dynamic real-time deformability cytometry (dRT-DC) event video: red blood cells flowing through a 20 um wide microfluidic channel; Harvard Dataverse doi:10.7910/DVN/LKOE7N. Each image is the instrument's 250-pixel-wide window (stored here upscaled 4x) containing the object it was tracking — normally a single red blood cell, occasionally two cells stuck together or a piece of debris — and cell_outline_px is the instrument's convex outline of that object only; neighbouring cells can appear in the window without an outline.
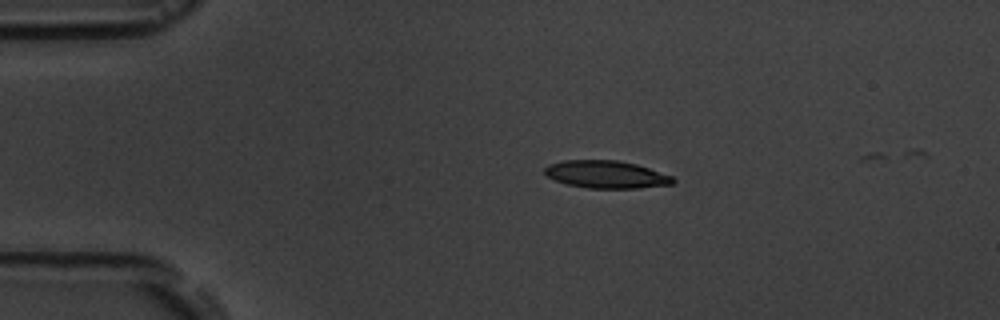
{"species": "common noctule bat (a hibernating species)", "species_latin": "Nyctalus noctula", "temperature_condition": "room temperature", "stored_images_in_passage": 4, "camera_frame_rate_fps": 3000, "um_per_image_px": 0.085, "animal": {"sex": "male", "body_mass_g": 19.5, "forearm_length_mm": 54.6}, "frame": {"image": 1, "passage_image": 3, "time_ms": 2.333, "image_size_px": [1000, 320], "cell_outline_px": [[676, 180], [672, 184], [636, 188], [588, 188], [568, 184], [556, 180], [548, 176], [544, 172], [544, 168], [548, 164], [564, 160], [616, 160], [636, 164], [672, 176]], "centroid_in_image_um": [51.51, 14.82], "position_along_channel_um": 33.5, "area_um2": 20.4}}